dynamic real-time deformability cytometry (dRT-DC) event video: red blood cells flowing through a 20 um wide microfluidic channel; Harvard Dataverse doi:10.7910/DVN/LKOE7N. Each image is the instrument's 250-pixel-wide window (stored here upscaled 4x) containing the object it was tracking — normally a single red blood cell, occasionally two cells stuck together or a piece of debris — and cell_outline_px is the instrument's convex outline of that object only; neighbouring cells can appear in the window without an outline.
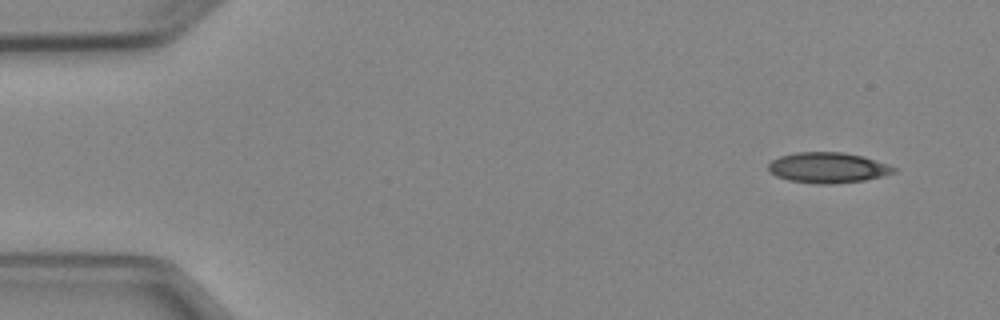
{"species": "Egyptian fruit bat (a non-hibernating species)", "species_latin": "Rousettus aegyptiacus", "temperature_condition": "cold", "stored_images_in_passage": 4, "camera_frame_rate_fps": 3000, "um_per_image_px": 0.085, "animal": {"sex": "female"}, "frame": {"image": 1, "passage_image": 1, "time_ms": 0.0, "image_size_px": [1000, 320], "cell_outline_px": [[900, 168], [896, 172], [864, 180], [832, 184], [816, 184], [788, 180], [776, 176], [768, 168], [768, 164], [772, 160], [780, 156], [796, 152], [844, 152], [864, 156]], "centroid_in_image_um": [70.4, 14.25], "position_along_channel_um": 14.6, "area_um2": 22.43}}
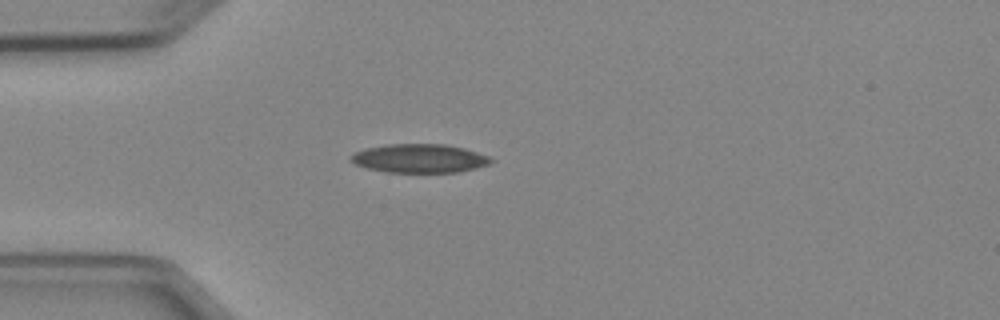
{"frame": {"image": 2, "passage_image": 4, "time_ms": 3.333, "image_size_px": [1000, 320], "cell_outline_px": [[492, 160], [488, 164], [476, 168], [456, 172], [384, 172], [368, 168], [356, 164], [352, 160], [352, 156], [356, 152], [368, 148], [388, 144], [444, 144], [464, 148], [488, 156]], "centroid_in_image_um": [35.67, 13.46], "position_along_channel_um": 49.3, "area_um2": 23.0}}